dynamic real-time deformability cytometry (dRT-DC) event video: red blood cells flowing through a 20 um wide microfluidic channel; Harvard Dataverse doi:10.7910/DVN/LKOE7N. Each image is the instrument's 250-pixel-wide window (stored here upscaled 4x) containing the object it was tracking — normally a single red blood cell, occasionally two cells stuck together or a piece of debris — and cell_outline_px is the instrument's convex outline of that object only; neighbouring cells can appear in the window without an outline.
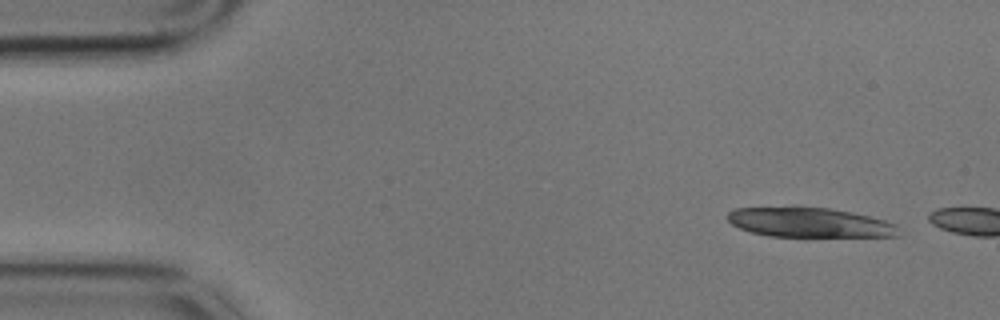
{"species": "common noctule bat (a hibernating species)", "species_latin": "Nyctalus noctula", "temperature_condition": "cold", "stored_images_in_passage": 3, "camera_frame_rate_fps": 3000, "um_per_image_px": 0.085, "animal": {"sex": "male", "body_mass_g": 17.9}, "frame": {"image": 1, "passage_image": 1, "time_ms": 0.0, "image_size_px": [1000, 320], "cell_outline_px": [[900, 236], [804, 240], [768, 236], [752, 232], [740, 228], [732, 224], [724, 216], [728, 212], [736, 208], [828, 208], [852, 212], [884, 220], [896, 224]], "centroid_in_image_um": [68.87, 19.0], "position_along_channel_um": 16.1, "area_um2": 30.92}}